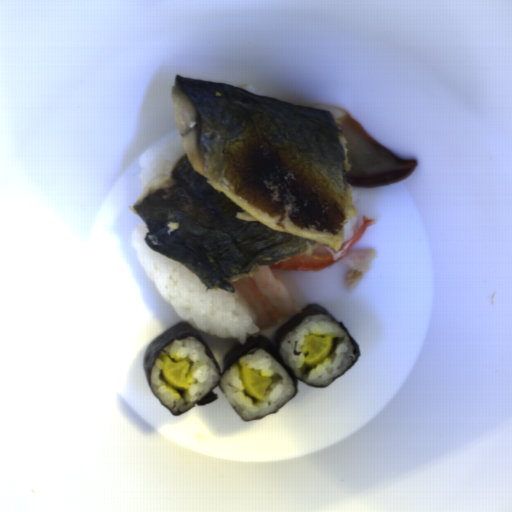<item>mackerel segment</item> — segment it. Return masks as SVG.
I'll return each mask as SVG.
<instances>
[{"label":"mackerel segment","instance_id":"c1d32c5f","mask_svg":"<svg viewBox=\"0 0 512 512\" xmlns=\"http://www.w3.org/2000/svg\"><path fill=\"white\" fill-rule=\"evenodd\" d=\"M377 250L364 248L358 251L347 252L341 261L349 268L345 275L344 282L348 291H354L361 282L363 274L370 270V263L375 259Z\"/></svg>","mask_w":512,"mask_h":512},{"label":"mackerel segment","instance_id":"14911b7f","mask_svg":"<svg viewBox=\"0 0 512 512\" xmlns=\"http://www.w3.org/2000/svg\"><path fill=\"white\" fill-rule=\"evenodd\" d=\"M171 96L185 155L131 207L154 252L206 289L234 292L239 279L317 244L340 250L354 214L341 120L176 74Z\"/></svg>","mask_w":512,"mask_h":512}]
</instances>
